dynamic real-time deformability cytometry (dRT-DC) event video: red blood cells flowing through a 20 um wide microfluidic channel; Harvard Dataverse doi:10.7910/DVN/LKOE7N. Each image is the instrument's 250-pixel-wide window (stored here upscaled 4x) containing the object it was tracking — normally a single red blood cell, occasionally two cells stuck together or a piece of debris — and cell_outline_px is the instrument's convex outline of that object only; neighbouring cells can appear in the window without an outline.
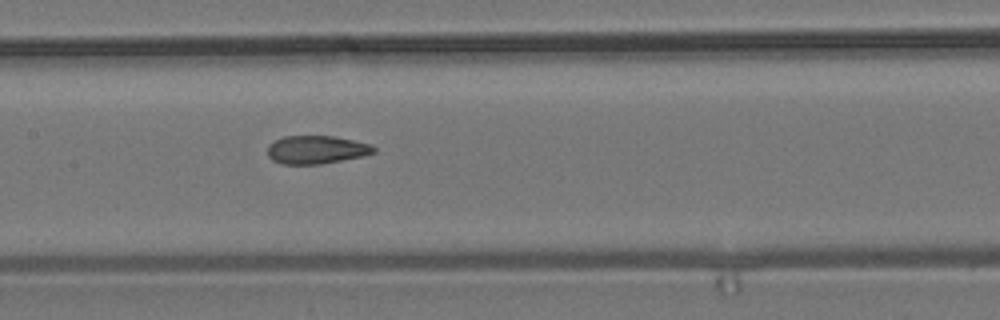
{"species": "common noctule bat (a hibernating species)", "species_latin": "Nyctalus noctula", "temperature_condition": "room temperature", "stored_images_in_passage": 7, "camera_frame_rate_fps": 3000, "um_per_image_px": 0.085, "animal": {"sex": "male", "body_mass_g": 19.2, "forearm_length_mm": 51.8}, "frame": {"image": 1, "passage_image": 7, "time_ms": 8.333, "image_size_px": [1000, 320], "cell_outline_px": [[376, 152], [364, 156], [320, 164], [280, 164], [272, 160], [268, 156], [268, 144], [284, 136], [332, 136], [372, 144], [376, 148]], "centroid_in_image_um": [26.9, 12.73], "position_along_channel_um": 180.5, "area_um2": 17.51}}